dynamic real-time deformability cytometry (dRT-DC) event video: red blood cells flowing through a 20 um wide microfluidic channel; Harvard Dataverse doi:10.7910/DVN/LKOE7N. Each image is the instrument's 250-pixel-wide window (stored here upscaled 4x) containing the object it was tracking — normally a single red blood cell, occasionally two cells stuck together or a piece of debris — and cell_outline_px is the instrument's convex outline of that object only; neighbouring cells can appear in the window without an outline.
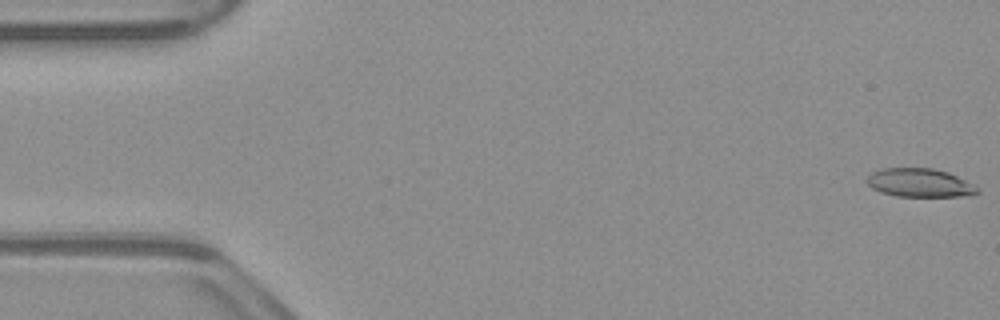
{"species": "common noctule bat (a hibernating species)", "species_latin": "Nyctalus noctula", "temperature_condition": "warm", "stored_images_in_passage": 53, "camera_frame_rate_fps": 3000, "um_per_image_px": 0.085, "animal": {"sex": "male", "body_mass_g": 23.1, "forearm_length_mm": 52.7}, "frame": {"image": 1, "passage_image": 1, "time_ms": 0.0, "image_size_px": [1000, 320], "cell_outline_px": [[980, 192], [960, 196], [896, 196], [880, 192], [872, 188], [868, 184], [868, 176], [872, 172], [884, 168], [932, 168], [948, 172], [972, 184]], "centroid_in_image_um": [78.13, 15.53], "position_along_channel_um": 6.9, "area_um2": 18.03}}
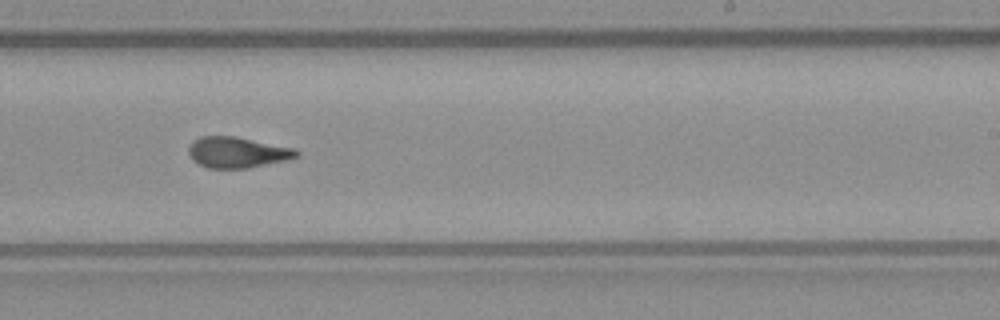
{"frame": {"image": 2, "passage_image": 32, "time_ms": 10.333, "image_size_px": [1000, 320], "cell_outline_px": [[300, 156], [284, 160], [248, 168], [208, 168], [192, 160], [188, 152], [188, 148], [200, 136], [236, 136], [296, 148], [300, 152]], "centroid_in_image_um": [20.2, 12.94], "position_along_channel_um": 268.8, "area_um2": 19.36}}
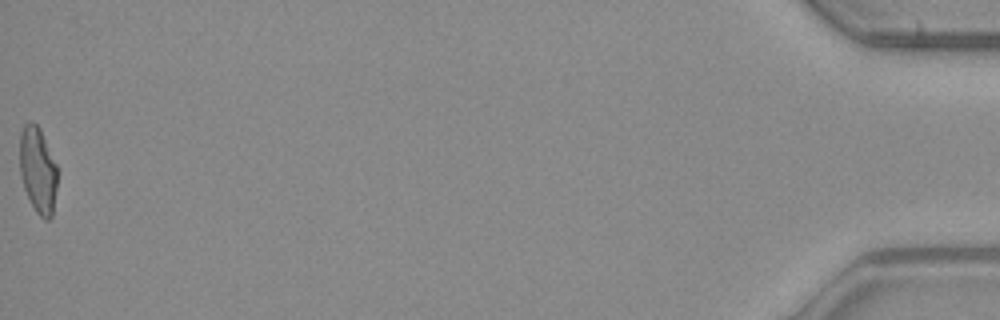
{"frame": {"image": 3, "passage_image": 53, "time_ms": 17.333, "image_size_px": [1000, 320], "cell_outline_px": [[56, 188], [52, 216], [48, 220], [44, 220], [36, 212], [24, 188], [20, 176], [20, 132], [24, 124], [28, 120], [32, 120], [40, 128], [56, 164]], "centroid_in_image_um": [3.2, 14.42], "position_along_channel_um": 432.0, "area_um2": 18.84}, "authors_computed_cell_mechanics": {"area_um2": 19.363, "velocity_mm_per_s": 3.9319, "shape_relaxation_time_tau1_ms": null, "shape_relaxation_time_tau2_ms": 2.5047, "deformation_change_tau1": null, "deformation_change_tau2": 0.1094}}